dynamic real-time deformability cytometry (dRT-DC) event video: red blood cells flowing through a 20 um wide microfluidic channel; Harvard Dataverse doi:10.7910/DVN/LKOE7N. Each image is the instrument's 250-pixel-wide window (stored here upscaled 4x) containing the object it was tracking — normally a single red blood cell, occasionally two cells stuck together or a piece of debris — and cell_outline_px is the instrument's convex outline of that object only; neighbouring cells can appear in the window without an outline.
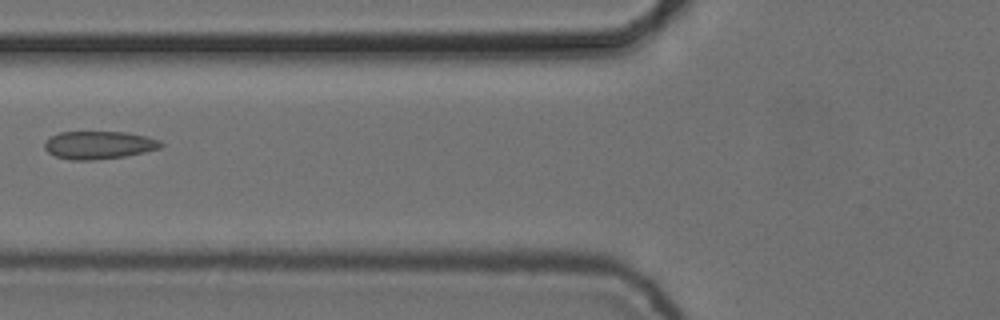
{"species": "common noctule bat (a hibernating species)", "species_latin": "Nyctalus noctula", "temperature_condition": "cold", "stored_images_in_passage": 2, "camera_frame_rate_fps": 3000, "um_per_image_px": 0.085, "animal": {"sex": "female", "body_mass_g": 24.6, "forearm_length_mm": 56.2}, "frame": {"image": 1, "passage_image": 2, "time_ms": 0.333, "image_size_px": [1000, 320], "cell_outline_px": [[164, 144], [160, 148], [144, 152], [124, 156], [92, 160], [72, 160], [56, 156], [48, 152], [44, 148], [44, 144], [52, 136], [60, 132], [124, 132], [144, 136], [160, 140]], "centroid_in_image_um": [8.41, 12.33], "position_along_channel_um": 117.4, "area_um2": 18.67}}